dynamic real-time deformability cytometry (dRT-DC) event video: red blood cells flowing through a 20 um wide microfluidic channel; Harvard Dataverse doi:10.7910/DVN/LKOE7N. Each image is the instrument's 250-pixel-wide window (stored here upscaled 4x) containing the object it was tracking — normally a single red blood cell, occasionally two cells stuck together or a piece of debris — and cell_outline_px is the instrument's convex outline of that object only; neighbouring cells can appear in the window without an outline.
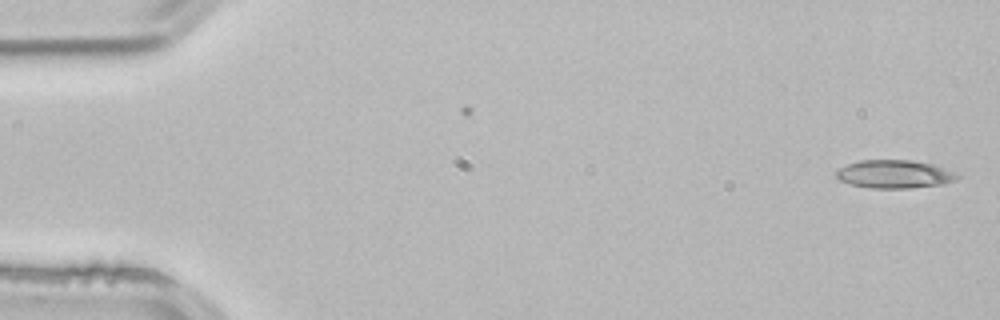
{"species": "common noctule bat (a hibernating species)", "species_latin": "Nyctalus noctula", "temperature_condition": "room temperature", "stored_images_in_passage": 2, "camera_frame_rate_fps": 3000, "um_per_image_px": 0.085, "animal": {"sex": "male", "body_mass_g": 21.5, "forearm_length_mm": 52.0}, "frame": {"image": 1, "passage_image": 2, "time_ms": 0.333, "image_size_px": [1000, 320], "cell_outline_px": [[960, 176], [956, 180], [944, 184], [908, 188], [868, 188], [852, 184], [840, 180], [836, 176], [836, 172], [840, 168], [848, 164], [860, 160], [908, 160], [932, 164], [952, 172]], "centroid_in_image_um": [76.01, 14.81], "position_along_channel_um": 9.0, "area_um2": 19.59}}